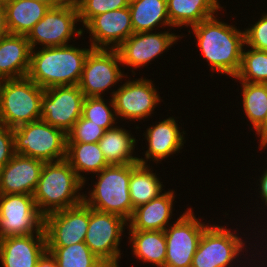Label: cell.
<instances>
[{
	"label": "cell",
	"instance_id": "8992f818",
	"mask_svg": "<svg viewBox=\"0 0 267 267\" xmlns=\"http://www.w3.org/2000/svg\"><path fill=\"white\" fill-rule=\"evenodd\" d=\"M14 151L43 162L66 158L67 134L42 119L13 129Z\"/></svg>",
	"mask_w": 267,
	"mask_h": 267
},
{
	"label": "cell",
	"instance_id": "484cf974",
	"mask_svg": "<svg viewBox=\"0 0 267 267\" xmlns=\"http://www.w3.org/2000/svg\"><path fill=\"white\" fill-rule=\"evenodd\" d=\"M136 141L124 128L115 126L105 131L98 144L109 165L135 164L138 157L132 153Z\"/></svg>",
	"mask_w": 267,
	"mask_h": 267
},
{
	"label": "cell",
	"instance_id": "d6986e66",
	"mask_svg": "<svg viewBox=\"0 0 267 267\" xmlns=\"http://www.w3.org/2000/svg\"><path fill=\"white\" fill-rule=\"evenodd\" d=\"M35 236L34 234H28L0 239L2 266L37 267L39 259L47 251V246L45 233H36Z\"/></svg>",
	"mask_w": 267,
	"mask_h": 267
},
{
	"label": "cell",
	"instance_id": "d4e9b609",
	"mask_svg": "<svg viewBox=\"0 0 267 267\" xmlns=\"http://www.w3.org/2000/svg\"><path fill=\"white\" fill-rule=\"evenodd\" d=\"M129 10L134 33L153 31L155 26H171L167 0H130Z\"/></svg>",
	"mask_w": 267,
	"mask_h": 267
},
{
	"label": "cell",
	"instance_id": "ab89813d",
	"mask_svg": "<svg viewBox=\"0 0 267 267\" xmlns=\"http://www.w3.org/2000/svg\"><path fill=\"white\" fill-rule=\"evenodd\" d=\"M37 267H58L55 258L46 251L39 259Z\"/></svg>",
	"mask_w": 267,
	"mask_h": 267
},
{
	"label": "cell",
	"instance_id": "277c9868",
	"mask_svg": "<svg viewBox=\"0 0 267 267\" xmlns=\"http://www.w3.org/2000/svg\"><path fill=\"white\" fill-rule=\"evenodd\" d=\"M138 164L105 167L97 173V182L89 197L83 194V201L95 210L117 214L128 221L134 211L129 193L130 176Z\"/></svg>",
	"mask_w": 267,
	"mask_h": 267
},
{
	"label": "cell",
	"instance_id": "1f68e13d",
	"mask_svg": "<svg viewBox=\"0 0 267 267\" xmlns=\"http://www.w3.org/2000/svg\"><path fill=\"white\" fill-rule=\"evenodd\" d=\"M239 82L267 84V51L242 50L241 64L234 77Z\"/></svg>",
	"mask_w": 267,
	"mask_h": 267
},
{
	"label": "cell",
	"instance_id": "7c38bea8",
	"mask_svg": "<svg viewBox=\"0 0 267 267\" xmlns=\"http://www.w3.org/2000/svg\"><path fill=\"white\" fill-rule=\"evenodd\" d=\"M243 242L230 229L210 225L202 233L191 267H230L245 248Z\"/></svg>",
	"mask_w": 267,
	"mask_h": 267
},
{
	"label": "cell",
	"instance_id": "8fae6325",
	"mask_svg": "<svg viewBox=\"0 0 267 267\" xmlns=\"http://www.w3.org/2000/svg\"><path fill=\"white\" fill-rule=\"evenodd\" d=\"M121 59L116 49L92 48L88 53L78 84L85 97H102L105 90L123 79Z\"/></svg>",
	"mask_w": 267,
	"mask_h": 267
},
{
	"label": "cell",
	"instance_id": "74e56055",
	"mask_svg": "<svg viewBox=\"0 0 267 267\" xmlns=\"http://www.w3.org/2000/svg\"><path fill=\"white\" fill-rule=\"evenodd\" d=\"M5 7L0 5V40L9 35Z\"/></svg>",
	"mask_w": 267,
	"mask_h": 267
},
{
	"label": "cell",
	"instance_id": "9c48e42d",
	"mask_svg": "<svg viewBox=\"0 0 267 267\" xmlns=\"http://www.w3.org/2000/svg\"><path fill=\"white\" fill-rule=\"evenodd\" d=\"M192 208H188L173 225L164 230L166 239V259L164 267H191L199 240L209 226L198 218Z\"/></svg>",
	"mask_w": 267,
	"mask_h": 267
},
{
	"label": "cell",
	"instance_id": "f1b7e54d",
	"mask_svg": "<svg viewBox=\"0 0 267 267\" xmlns=\"http://www.w3.org/2000/svg\"><path fill=\"white\" fill-rule=\"evenodd\" d=\"M162 182L148 165L138 164L131 172L129 193L133 208L146 204L162 193Z\"/></svg>",
	"mask_w": 267,
	"mask_h": 267
},
{
	"label": "cell",
	"instance_id": "83f0119b",
	"mask_svg": "<svg viewBox=\"0 0 267 267\" xmlns=\"http://www.w3.org/2000/svg\"><path fill=\"white\" fill-rule=\"evenodd\" d=\"M131 235V236H130ZM132 251L136 258L144 263L164 267L166 259V239L164 231L158 230H129Z\"/></svg>",
	"mask_w": 267,
	"mask_h": 267
},
{
	"label": "cell",
	"instance_id": "ba28073f",
	"mask_svg": "<svg viewBox=\"0 0 267 267\" xmlns=\"http://www.w3.org/2000/svg\"><path fill=\"white\" fill-rule=\"evenodd\" d=\"M43 227L44 216L32 195L0 194V239L45 233Z\"/></svg>",
	"mask_w": 267,
	"mask_h": 267
},
{
	"label": "cell",
	"instance_id": "e0dca14e",
	"mask_svg": "<svg viewBox=\"0 0 267 267\" xmlns=\"http://www.w3.org/2000/svg\"><path fill=\"white\" fill-rule=\"evenodd\" d=\"M85 28L92 36V48L117 49L134 33L129 7L99 14L93 17Z\"/></svg>",
	"mask_w": 267,
	"mask_h": 267
},
{
	"label": "cell",
	"instance_id": "30bf717a",
	"mask_svg": "<svg viewBox=\"0 0 267 267\" xmlns=\"http://www.w3.org/2000/svg\"><path fill=\"white\" fill-rule=\"evenodd\" d=\"M77 22H79L77 6L51 7L45 16L33 26L26 38L31 49H35L37 44L44 48L68 45L74 33H77L79 37L83 34V28H75Z\"/></svg>",
	"mask_w": 267,
	"mask_h": 267
},
{
	"label": "cell",
	"instance_id": "5b68a950",
	"mask_svg": "<svg viewBox=\"0 0 267 267\" xmlns=\"http://www.w3.org/2000/svg\"><path fill=\"white\" fill-rule=\"evenodd\" d=\"M42 87L28 77L0 81V123L11 129L41 120Z\"/></svg>",
	"mask_w": 267,
	"mask_h": 267
},
{
	"label": "cell",
	"instance_id": "7402d4cb",
	"mask_svg": "<svg viewBox=\"0 0 267 267\" xmlns=\"http://www.w3.org/2000/svg\"><path fill=\"white\" fill-rule=\"evenodd\" d=\"M174 199L175 194L173 190L165 191V193H162L148 203L135 208L131 218L128 220L129 230L164 231L169 226Z\"/></svg>",
	"mask_w": 267,
	"mask_h": 267
},
{
	"label": "cell",
	"instance_id": "4fadbf2b",
	"mask_svg": "<svg viewBox=\"0 0 267 267\" xmlns=\"http://www.w3.org/2000/svg\"><path fill=\"white\" fill-rule=\"evenodd\" d=\"M84 100L78 85L45 89L41 100V119L67 134L82 116Z\"/></svg>",
	"mask_w": 267,
	"mask_h": 267
},
{
	"label": "cell",
	"instance_id": "f546056e",
	"mask_svg": "<svg viewBox=\"0 0 267 267\" xmlns=\"http://www.w3.org/2000/svg\"><path fill=\"white\" fill-rule=\"evenodd\" d=\"M58 267H108L91 252L85 242L70 246H47Z\"/></svg>",
	"mask_w": 267,
	"mask_h": 267
},
{
	"label": "cell",
	"instance_id": "44dd1931",
	"mask_svg": "<svg viewBox=\"0 0 267 267\" xmlns=\"http://www.w3.org/2000/svg\"><path fill=\"white\" fill-rule=\"evenodd\" d=\"M31 47L26 35L9 34L0 40V81L27 77Z\"/></svg>",
	"mask_w": 267,
	"mask_h": 267
},
{
	"label": "cell",
	"instance_id": "52a82bcc",
	"mask_svg": "<svg viewBox=\"0 0 267 267\" xmlns=\"http://www.w3.org/2000/svg\"><path fill=\"white\" fill-rule=\"evenodd\" d=\"M127 222L117 214L98 211L89 206V225L84 242L108 267H120L118 260L121 251L118 246Z\"/></svg>",
	"mask_w": 267,
	"mask_h": 267
},
{
	"label": "cell",
	"instance_id": "ee69618b",
	"mask_svg": "<svg viewBox=\"0 0 267 267\" xmlns=\"http://www.w3.org/2000/svg\"><path fill=\"white\" fill-rule=\"evenodd\" d=\"M13 0H0V5L1 6H6L8 5L9 3H11Z\"/></svg>",
	"mask_w": 267,
	"mask_h": 267
},
{
	"label": "cell",
	"instance_id": "f35d334b",
	"mask_svg": "<svg viewBox=\"0 0 267 267\" xmlns=\"http://www.w3.org/2000/svg\"><path fill=\"white\" fill-rule=\"evenodd\" d=\"M255 131L257 132V135L260 136L259 137L260 138L259 148L263 149V147L267 143V115L264 121L262 122V124Z\"/></svg>",
	"mask_w": 267,
	"mask_h": 267
},
{
	"label": "cell",
	"instance_id": "5bb4252c",
	"mask_svg": "<svg viewBox=\"0 0 267 267\" xmlns=\"http://www.w3.org/2000/svg\"><path fill=\"white\" fill-rule=\"evenodd\" d=\"M89 225V206L80 204L44 216L46 246H70L84 242Z\"/></svg>",
	"mask_w": 267,
	"mask_h": 267
},
{
	"label": "cell",
	"instance_id": "3957f363",
	"mask_svg": "<svg viewBox=\"0 0 267 267\" xmlns=\"http://www.w3.org/2000/svg\"><path fill=\"white\" fill-rule=\"evenodd\" d=\"M82 186L84 182L66 159L45 162L32 196L39 212L46 216L83 202L84 195L78 193Z\"/></svg>",
	"mask_w": 267,
	"mask_h": 267
},
{
	"label": "cell",
	"instance_id": "836d02e7",
	"mask_svg": "<svg viewBox=\"0 0 267 267\" xmlns=\"http://www.w3.org/2000/svg\"><path fill=\"white\" fill-rule=\"evenodd\" d=\"M130 0H79L77 8L79 21L83 23V27L95 16L126 8L129 6Z\"/></svg>",
	"mask_w": 267,
	"mask_h": 267
},
{
	"label": "cell",
	"instance_id": "7bdbcfd3",
	"mask_svg": "<svg viewBox=\"0 0 267 267\" xmlns=\"http://www.w3.org/2000/svg\"><path fill=\"white\" fill-rule=\"evenodd\" d=\"M44 4H47L50 8L58 6V4L54 0H35Z\"/></svg>",
	"mask_w": 267,
	"mask_h": 267
},
{
	"label": "cell",
	"instance_id": "ac0fdd59",
	"mask_svg": "<svg viewBox=\"0 0 267 267\" xmlns=\"http://www.w3.org/2000/svg\"><path fill=\"white\" fill-rule=\"evenodd\" d=\"M44 163L39 159L15 154L0 168V194L33 195Z\"/></svg>",
	"mask_w": 267,
	"mask_h": 267
},
{
	"label": "cell",
	"instance_id": "d6a6232c",
	"mask_svg": "<svg viewBox=\"0 0 267 267\" xmlns=\"http://www.w3.org/2000/svg\"><path fill=\"white\" fill-rule=\"evenodd\" d=\"M109 106L103 99V96L85 97L83 102L82 116L95 123L97 126L103 128L105 131L114 128V124L118 117H115V109L113 99H109ZM114 111V112H112Z\"/></svg>",
	"mask_w": 267,
	"mask_h": 267
},
{
	"label": "cell",
	"instance_id": "e575fe53",
	"mask_svg": "<svg viewBox=\"0 0 267 267\" xmlns=\"http://www.w3.org/2000/svg\"><path fill=\"white\" fill-rule=\"evenodd\" d=\"M105 130L81 116L67 133V142L97 143Z\"/></svg>",
	"mask_w": 267,
	"mask_h": 267
},
{
	"label": "cell",
	"instance_id": "4dcf8cb0",
	"mask_svg": "<svg viewBox=\"0 0 267 267\" xmlns=\"http://www.w3.org/2000/svg\"><path fill=\"white\" fill-rule=\"evenodd\" d=\"M243 109L252 128L262 124L267 115V84L241 82Z\"/></svg>",
	"mask_w": 267,
	"mask_h": 267
},
{
	"label": "cell",
	"instance_id": "60d3db41",
	"mask_svg": "<svg viewBox=\"0 0 267 267\" xmlns=\"http://www.w3.org/2000/svg\"><path fill=\"white\" fill-rule=\"evenodd\" d=\"M260 179V196L262 198V201L265 203V205L267 206V169L264 171V173L262 174V177H259Z\"/></svg>",
	"mask_w": 267,
	"mask_h": 267
},
{
	"label": "cell",
	"instance_id": "4316f807",
	"mask_svg": "<svg viewBox=\"0 0 267 267\" xmlns=\"http://www.w3.org/2000/svg\"><path fill=\"white\" fill-rule=\"evenodd\" d=\"M77 176L85 183L81 172L99 173L109 166L97 143L67 142L66 158Z\"/></svg>",
	"mask_w": 267,
	"mask_h": 267
},
{
	"label": "cell",
	"instance_id": "cb8c5ba5",
	"mask_svg": "<svg viewBox=\"0 0 267 267\" xmlns=\"http://www.w3.org/2000/svg\"><path fill=\"white\" fill-rule=\"evenodd\" d=\"M49 9L47 4L35 0H13L5 6L10 33L27 35Z\"/></svg>",
	"mask_w": 267,
	"mask_h": 267
},
{
	"label": "cell",
	"instance_id": "8d00e7d4",
	"mask_svg": "<svg viewBox=\"0 0 267 267\" xmlns=\"http://www.w3.org/2000/svg\"><path fill=\"white\" fill-rule=\"evenodd\" d=\"M14 155L13 129L0 123V168L8 163Z\"/></svg>",
	"mask_w": 267,
	"mask_h": 267
},
{
	"label": "cell",
	"instance_id": "b9f144b4",
	"mask_svg": "<svg viewBox=\"0 0 267 267\" xmlns=\"http://www.w3.org/2000/svg\"><path fill=\"white\" fill-rule=\"evenodd\" d=\"M58 5L77 6L79 0H54Z\"/></svg>",
	"mask_w": 267,
	"mask_h": 267
},
{
	"label": "cell",
	"instance_id": "9a60e30c",
	"mask_svg": "<svg viewBox=\"0 0 267 267\" xmlns=\"http://www.w3.org/2000/svg\"><path fill=\"white\" fill-rule=\"evenodd\" d=\"M152 82L141 77L125 82L113 91L111 95L116 117L137 121L150 116L161 100Z\"/></svg>",
	"mask_w": 267,
	"mask_h": 267
},
{
	"label": "cell",
	"instance_id": "ffe728a7",
	"mask_svg": "<svg viewBox=\"0 0 267 267\" xmlns=\"http://www.w3.org/2000/svg\"><path fill=\"white\" fill-rule=\"evenodd\" d=\"M145 138L148 141V150L145 152L146 158H138L140 164L147 165L148 159L162 161L166 157L178 153L184 145V131L180 132L175 118L169 117L155 126L146 129ZM146 159V160H145Z\"/></svg>",
	"mask_w": 267,
	"mask_h": 267
},
{
	"label": "cell",
	"instance_id": "6da1fadb",
	"mask_svg": "<svg viewBox=\"0 0 267 267\" xmlns=\"http://www.w3.org/2000/svg\"><path fill=\"white\" fill-rule=\"evenodd\" d=\"M191 29L211 70L234 78L241 64L245 31L220 22L216 16L201 21Z\"/></svg>",
	"mask_w": 267,
	"mask_h": 267
},
{
	"label": "cell",
	"instance_id": "2e32d148",
	"mask_svg": "<svg viewBox=\"0 0 267 267\" xmlns=\"http://www.w3.org/2000/svg\"><path fill=\"white\" fill-rule=\"evenodd\" d=\"M179 38V35L165 31L159 33H133L116 50L121 63L134 69L145 66L158 55L163 54Z\"/></svg>",
	"mask_w": 267,
	"mask_h": 267
},
{
	"label": "cell",
	"instance_id": "603a6c76",
	"mask_svg": "<svg viewBox=\"0 0 267 267\" xmlns=\"http://www.w3.org/2000/svg\"><path fill=\"white\" fill-rule=\"evenodd\" d=\"M222 9L218 0H167V13L171 26L192 27L215 16Z\"/></svg>",
	"mask_w": 267,
	"mask_h": 267
},
{
	"label": "cell",
	"instance_id": "d590c367",
	"mask_svg": "<svg viewBox=\"0 0 267 267\" xmlns=\"http://www.w3.org/2000/svg\"><path fill=\"white\" fill-rule=\"evenodd\" d=\"M245 45L257 50L267 51V13L245 30Z\"/></svg>",
	"mask_w": 267,
	"mask_h": 267
},
{
	"label": "cell",
	"instance_id": "7a4b0ae2",
	"mask_svg": "<svg viewBox=\"0 0 267 267\" xmlns=\"http://www.w3.org/2000/svg\"><path fill=\"white\" fill-rule=\"evenodd\" d=\"M91 49V46L81 49L73 45L42 47L36 52L32 49L27 77L43 89L78 85Z\"/></svg>",
	"mask_w": 267,
	"mask_h": 267
}]
</instances>
